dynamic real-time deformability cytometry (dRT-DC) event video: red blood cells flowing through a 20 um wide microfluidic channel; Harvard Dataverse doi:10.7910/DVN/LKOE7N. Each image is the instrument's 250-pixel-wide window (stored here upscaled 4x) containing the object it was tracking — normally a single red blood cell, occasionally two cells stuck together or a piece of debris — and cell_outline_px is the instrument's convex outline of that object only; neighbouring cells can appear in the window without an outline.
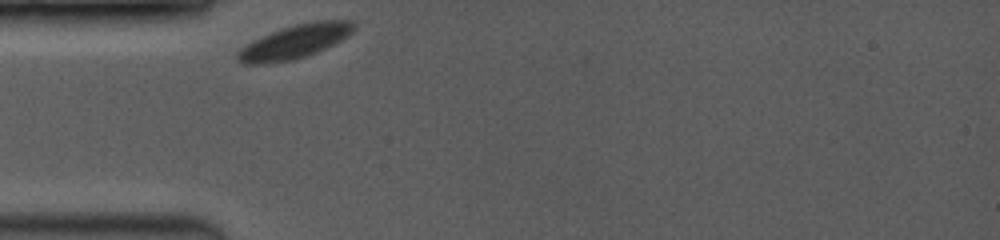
{"species": "common noctule bat (a hibernating species)", "species_latin": "Nyctalus noctula", "temperature_condition": "room temperature", "stored_images_in_passage": 13, "camera_frame_rate_fps": 3500, "um_per_image_px": 0.085, "animal": {"sex": "female", "body_mass_g": 19.0, "forearm_length_mm": 53.3}, "frame": {"image": 1, "passage_image": 1, "time_ms": 0.0, "image_size_px": [1000, 240], "cell_outline_px": [[356, 28], [348, 36], [308, 56], [292, 60], [260, 64], [240, 64], [236, 60], [236, 52], [240, 48], [252, 40], [280, 28], [312, 20], [352, 20], [356, 24]], "centroid_in_image_um": [25.03, 3.53], "position_along_channel_um": 60.0, "area_um2": 23.12}}
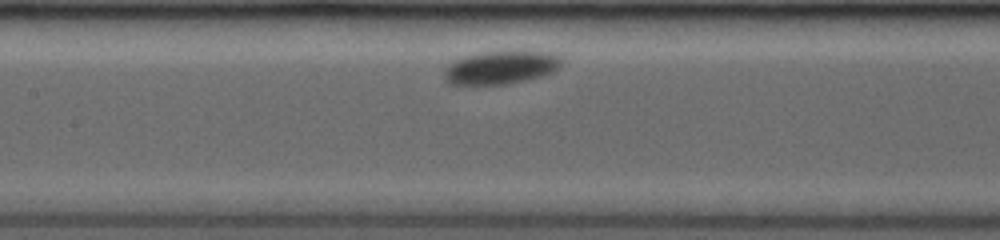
{"frame": {"image": 2, "passage_image": 6, "time_ms": 3.143, "image_size_px": [1000, 240], "cell_outline_px": [[560, 68], [552, 72], [540, 76], [524, 80], [504, 84], [448, 84], [444, 80], [444, 68], [452, 60], [464, 56], [480, 52], [512, 48], [528, 48], [548, 52], [560, 56]], "centroid_in_image_um": [42.57, 5.66], "position_along_channel_um": 164.8, "area_um2": 23.7}}
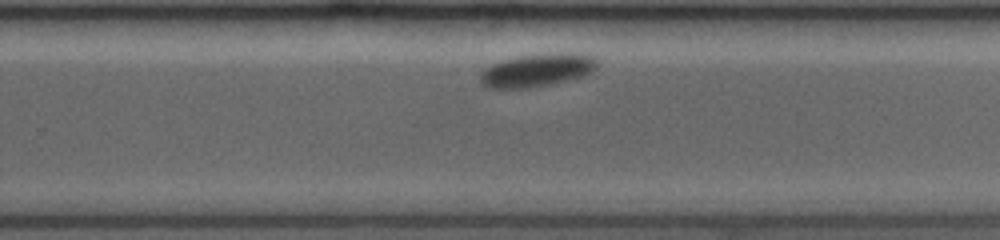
{"frame": {"image": 3, "passage_image": 12, "time_ms": 6.571, "image_size_px": [1000, 240], "cell_outline_px": [[600, 64], [592, 72], [584, 76], [548, 84], [524, 88], [488, 88], [480, 80], [480, 76], [492, 64], [504, 60], [520, 56], [548, 52], [572, 52], [596, 56]], "centroid_in_image_um": [45.77, 5.93], "position_along_channel_um": 284.0, "area_um2": 22.48}}